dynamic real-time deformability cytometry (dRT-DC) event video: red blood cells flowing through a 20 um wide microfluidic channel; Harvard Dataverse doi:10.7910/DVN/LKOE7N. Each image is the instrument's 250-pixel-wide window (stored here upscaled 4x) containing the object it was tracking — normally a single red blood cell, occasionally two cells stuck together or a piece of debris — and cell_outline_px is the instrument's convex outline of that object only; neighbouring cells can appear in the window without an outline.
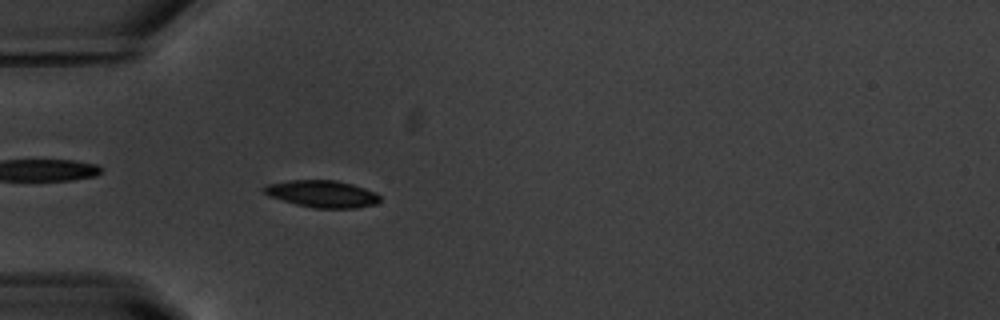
{"species": "common noctule bat (a hibernating species)", "species_latin": "Nyctalus noctula", "temperature_condition": "warm", "stored_images_in_passage": 55, "camera_frame_rate_fps": 3000, "um_per_image_px": 0.085, "animal": {"sex": "male", "body_mass_g": 20.1, "forearm_length_mm": 53.5}, "frame": {"image": 1, "passage_image": 17, "time_ms": 5.333, "image_size_px": [1000, 320], "cell_outline_px": [[380, 200], [376, 204], [356, 208], [316, 208], [296, 204], [268, 196], [260, 188], [264, 184], [288, 180], [336, 180], [352, 184], [376, 192], [380, 196]], "centroid_in_image_um": [27.34, 16.47], "position_along_channel_um": 57.7, "area_um2": 18.44}}
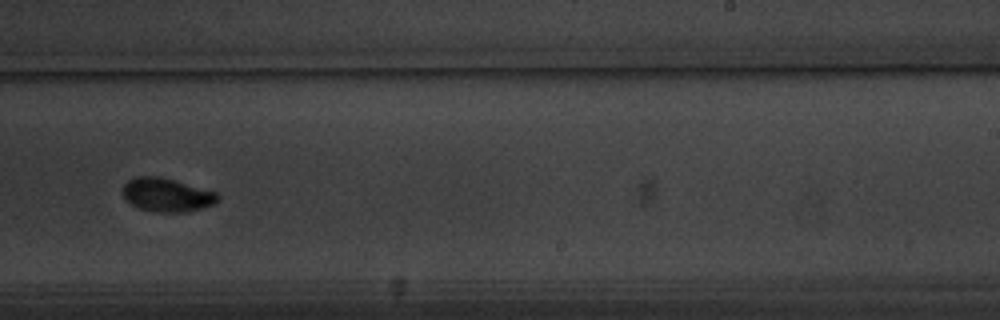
{"frame": {"image": 2, "passage_image": 35, "time_ms": 11.333, "image_size_px": [1000, 320], "cell_outline_px": [[220, 200], [216, 204], [184, 212], [160, 212], [140, 208], [124, 200], [120, 192], [124, 184], [128, 180], [136, 176], [160, 176], [216, 192], [220, 196]], "centroid_in_image_um": [14.15, 16.56], "position_along_channel_um": 274.8, "area_um2": 18.73}}
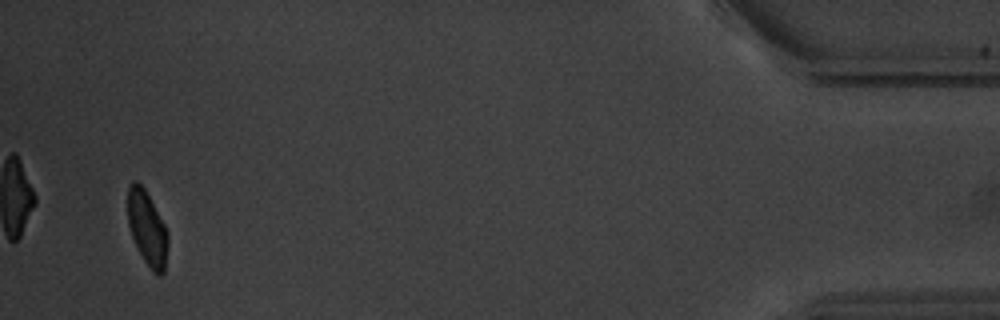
{"frame": {"image": 3, "passage_image": 53, "time_ms": 17.333, "image_size_px": [1000, 320], "cell_outline_px": [[168, 244], [164, 272], [160, 276], [156, 276], [152, 272], [136, 248], [128, 224], [128, 188], [132, 180], [136, 180], [144, 188], [164, 224], [168, 232]], "centroid_in_image_um": [12.51, 19.44], "position_along_channel_um": 422.7, "area_um2": 17.46}, "authors_computed_cell_mechanics": {"area_um2": 18.207, "velocity_mm_per_s": 3.7163, "shape_relaxation_time_tau1_ms": 2.4562, "shape_relaxation_time_tau2_ms": 2.1591, "deformation_change_tau1": 0.1335, "deformation_change_tau2": 0.0465}}